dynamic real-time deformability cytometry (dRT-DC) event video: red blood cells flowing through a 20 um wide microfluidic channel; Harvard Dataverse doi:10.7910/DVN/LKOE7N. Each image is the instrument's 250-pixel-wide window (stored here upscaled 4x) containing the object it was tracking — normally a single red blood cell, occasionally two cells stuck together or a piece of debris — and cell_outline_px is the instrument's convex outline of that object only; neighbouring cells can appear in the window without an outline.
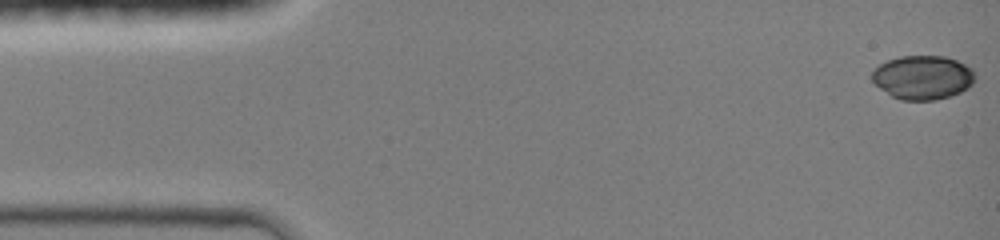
{"species": "common noctule bat (a hibernating species)", "species_latin": "Nyctalus noctula", "temperature_condition": "room temperature", "stored_images_in_passage": 9, "camera_frame_rate_fps": 3000, "um_per_image_px": 0.085, "animal": {"sex": "female", "body_mass_g": 19.0, "forearm_length_mm": 51.5}, "frame": {"image": 1, "passage_image": 1, "time_ms": 0.0, "image_size_px": [1000, 240], "cell_outline_px": [[976, 80], [968, 88], [960, 92], [936, 100], [900, 100], [892, 96], [880, 88], [872, 80], [872, 72], [880, 64], [888, 60], [900, 56], [944, 56], [956, 60], [972, 68], [976, 76]], "centroid_in_image_um": [78.46, 6.58], "position_along_channel_um": 6.5, "area_um2": 26.36}}
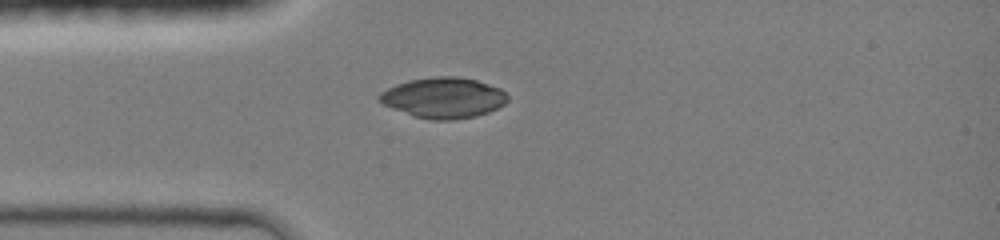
{"frame": {"image": 2, "passage_image": 7, "time_ms": 3.667, "image_size_px": [1000, 240], "cell_outline_px": [[508, 100], [504, 104], [488, 112], [476, 116], [452, 120], [432, 120], [416, 116], [384, 104], [376, 100], [376, 96], [380, 92], [396, 84], [408, 80], [432, 76], [456, 76], [476, 80], [500, 88], [508, 96]], "centroid_in_image_um": [37.69, 8.29], "position_along_channel_um": 47.3, "area_um2": 30.23}}